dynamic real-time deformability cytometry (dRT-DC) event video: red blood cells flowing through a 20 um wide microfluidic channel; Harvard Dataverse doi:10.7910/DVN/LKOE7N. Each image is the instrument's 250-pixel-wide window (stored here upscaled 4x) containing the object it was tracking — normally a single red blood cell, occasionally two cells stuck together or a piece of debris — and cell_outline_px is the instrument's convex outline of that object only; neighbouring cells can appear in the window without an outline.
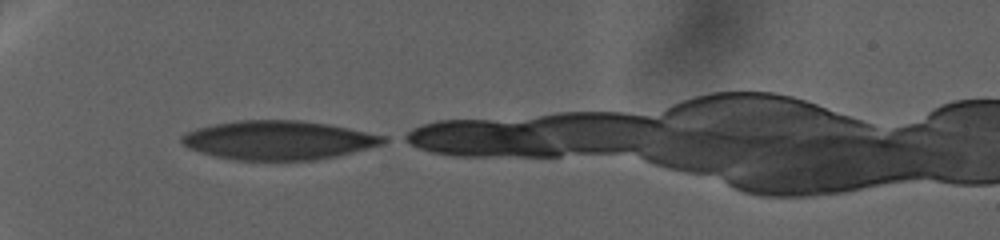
{"species": "human", "species_latin": "Homo sapiens", "temperature_condition": "warm", "stored_images_in_passage": 45, "camera_frame_rate_fps": 3000, "um_per_image_px": 0.085, "donor": {"sex": "female"}, "frame": {"image": 1, "passage_image": 1, "time_ms": 0.0, "image_size_px": [1000, 240], "cell_outline_px": [[392, 140], [384, 144], [336, 156], [316, 160], [236, 160], [216, 156], [200, 152], [188, 148], [180, 140], [180, 136], [184, 132], [196, 128], [236, 120], [300, 120], [328, 124], [388, 136]], "centroid_in_image_um": [23.69, 11.91], "position_along_channel_um": 61.3, "area_um2": 46.01}}
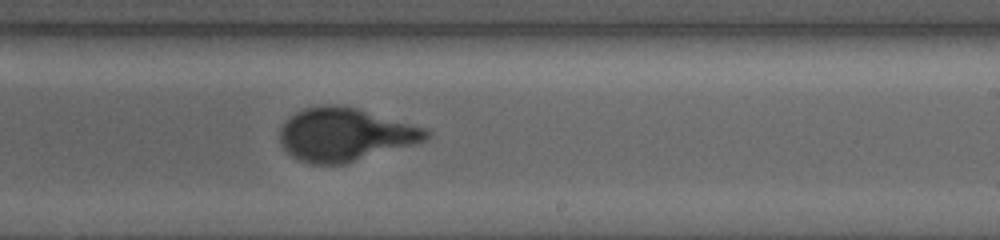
{"frame": {"image": 2, "passage_image": 26, "time_ms": 21.333, "image_size_px": [1000, 240], "cell_outline_px": [[432, 136], [424, 140], [412, 144], [344, 164], [312, 164], [300, 160], [292, 156], [280, 144], [280, 128], [284, 120], [296, 112], [304, 108], [324, 104], [336, 104], [356, 108], [428, 128], [432, 132]], "centroid_in_image_um": [29.31, 11.42], "position_along_channel_um": 259.7, "area_um2": 45.26}}
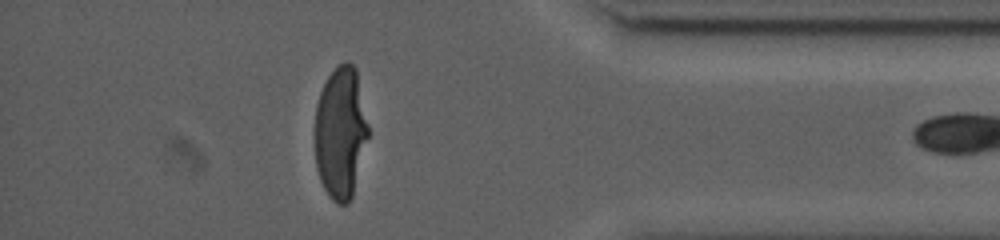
{"frame": {"image": 3, "passage_image": 44, "time_ms": 37.0, "image_size_px": [1000, 240], "cell_outline_px": [[368, 136], [352, 196], [348, 204], [336, 204], [328, 196], [320, 180], [316, 168], [316, 104], [320, 92], [328, 76], [336, 64], [344, 60], [348, 60], [356, 68], [368, 124]], "centroid_in_image_um": [28.95, 11.25], "position_along_channel_um": 406.3, "area_um2": 41.04}}